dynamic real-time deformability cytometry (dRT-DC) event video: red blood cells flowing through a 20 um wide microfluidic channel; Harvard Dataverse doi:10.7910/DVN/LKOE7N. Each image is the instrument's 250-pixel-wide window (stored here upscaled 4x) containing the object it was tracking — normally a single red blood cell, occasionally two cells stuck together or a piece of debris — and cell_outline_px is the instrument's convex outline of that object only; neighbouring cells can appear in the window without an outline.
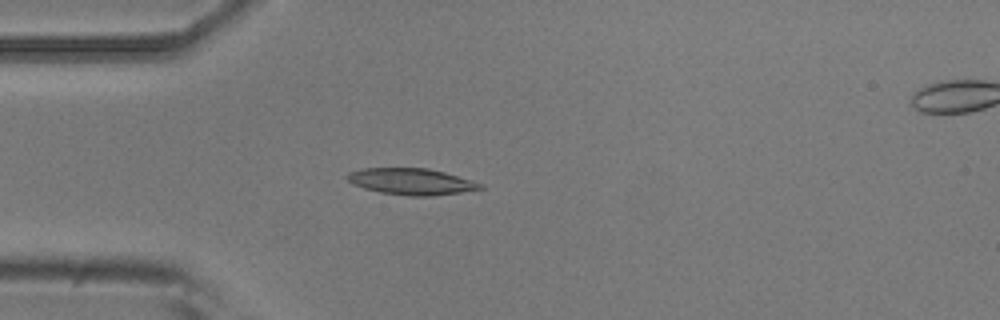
{"species": "common noctule bat (a hibernating species)", "species_latin": "Nyctalus noctula", "temperature_condition": "room temperature", "stored_images_in_passage": 4, "camera_frame_rate_fps": 3000, "um_per_image_px": 0.085, "animal": {"sex": "male", "body_mass_g": 20.5, "forearm_length_mm": 52.5}, "frame": {"image": 1, "passage_image": 3, "time_ms": 3.0, "image_size_px": [1000, 320], "cell_outline_px": [[484, 188], [460, 192], [432, 196], [408, 196], [380, 192], [364, 188], [352, 184], [344, 176], [348, 172], [360, 168], [428, 168], [444, 172], [484, 184]], "centroid_in_image_um": [34.92, 15.42], "position_along_channel_um": 50.1, "area_um2": 20.52}}